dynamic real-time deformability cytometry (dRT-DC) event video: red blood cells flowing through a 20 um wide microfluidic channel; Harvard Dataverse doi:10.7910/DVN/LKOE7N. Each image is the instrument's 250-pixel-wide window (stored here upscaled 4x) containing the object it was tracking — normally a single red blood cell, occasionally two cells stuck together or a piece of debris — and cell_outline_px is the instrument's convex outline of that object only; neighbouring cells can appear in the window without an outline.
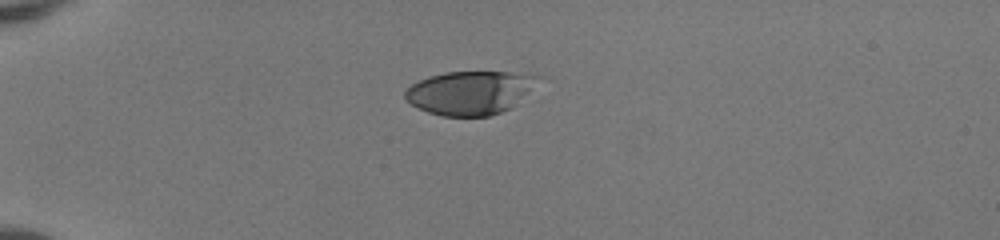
{"species": "human", "species_latin": "Homo sapiens", "temperature_condition": "room temperature", "stored_images_in_passage": 38, "camera_frame_rate_fps": 3000, "um_per_image_px": 0.085, "donor": {"sex": "female"}, "frame": {"image": 1, "passage_image": 1, "time_ms": 0.0, "image_size_px": [1000, 240], "cell_outline_px": [[540, 76], [516, 104], [512, 108], [488, 116], [440, 116], [428, 112], [412, 104], [404, 96], [404, 92], [412, 84], [428, 76], [444, 72], [508, 72]], "centroid_in_image_um": [39.89, 7.88], "position_along_channel_um": 45.1, "area_um2": 33.18}}
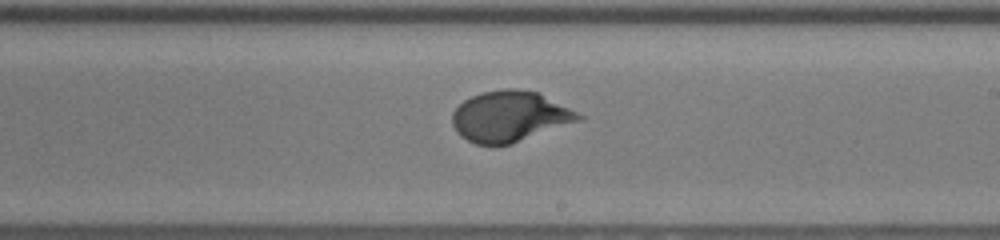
{"frame": {"image": 2, "passage_image": 19, "time_ms": 6.0, "image_size_px": [1000, 240], "cell_outline_px": [[584, 120], [512, 144], [476, 144], [460, 136], [456, 132], [452, 124], [452, 112], [464, 100], [472, 96], [484, 92], [504, 88], [516, 88], [536, 92], [584, 116]], "centroid_in_image_um": [43.33, 9.91], "position_along_channel_um": 245.7, "area_um2": 37.17}}
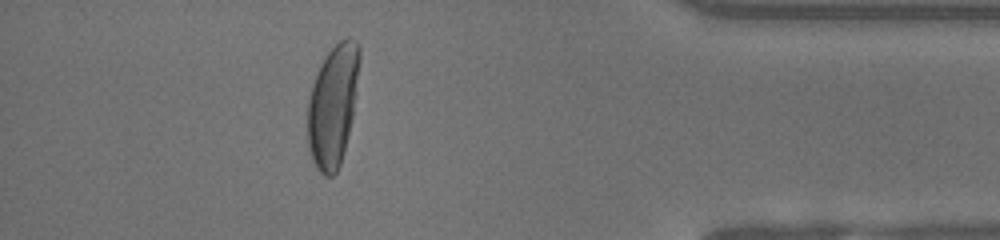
{"frame": {"image": 3, "passage_image": 33, "time_ms": 10.667, "image_size_px": [1000, 240], "cell_outline_px": [[360, 60], [352, 116], [344, 152], [340, 164], [336, 172], [332, 176], [324, 176], [316, 168], [312, 160], [308, 148], [308, 100], [312, 84], [320, 64], [328, 52], [340, 40], [348, 36], [356, 40], [360, 48]], "centroid_in_image_um": [28.29, 8.95], "position_along_channel_um": 406.9, "area_um2": 36.65}, "authors_computed_cell_mechanics": {"area_um2": 36.8764, "velocity_mm_per_s": 4.0817, "shape_relaxation_time_tau1_ms": 4.7462, "shape_relaxation_time_tau2_ms": null, "deformation_change_tau1": 0.2513, "deformation_change_tau2": null}}